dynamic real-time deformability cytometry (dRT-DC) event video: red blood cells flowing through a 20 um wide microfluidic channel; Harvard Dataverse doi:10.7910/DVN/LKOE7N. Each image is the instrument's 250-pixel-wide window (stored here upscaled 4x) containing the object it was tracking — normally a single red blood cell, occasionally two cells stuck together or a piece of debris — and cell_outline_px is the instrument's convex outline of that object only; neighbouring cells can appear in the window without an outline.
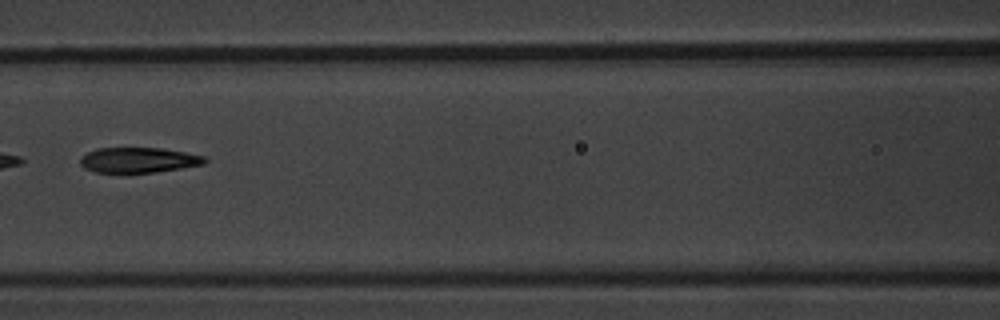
{"species": "common noctule bat (a hibernating species)", "species_latin": "Nyctalus noctula", "temperature_condition": "warm", "stored_images_in_passage": 4, "camera_frame_rate_fps": 3000, "um_per_image_px": 0.085, "animal": {"sex": "male", "body_mass_g": 20.1, "forearm_length_mm": 53.5}, "frame": {"image": 1, "passage_image": 4, "time_ms": 3.667, "image_size_px": [1000, 320], "cell_outline_px": [[208, 160], [204, 164], [156, 172], [96, 172], [84, 168], [80, 164], [80, 156], [96, 148], [160, 148], [184, 152], [204, 156]], "centroid_in_image_um": [11.75, 13.6], "position_along_channel_um": 154.8, "area_um2": 18.21}}